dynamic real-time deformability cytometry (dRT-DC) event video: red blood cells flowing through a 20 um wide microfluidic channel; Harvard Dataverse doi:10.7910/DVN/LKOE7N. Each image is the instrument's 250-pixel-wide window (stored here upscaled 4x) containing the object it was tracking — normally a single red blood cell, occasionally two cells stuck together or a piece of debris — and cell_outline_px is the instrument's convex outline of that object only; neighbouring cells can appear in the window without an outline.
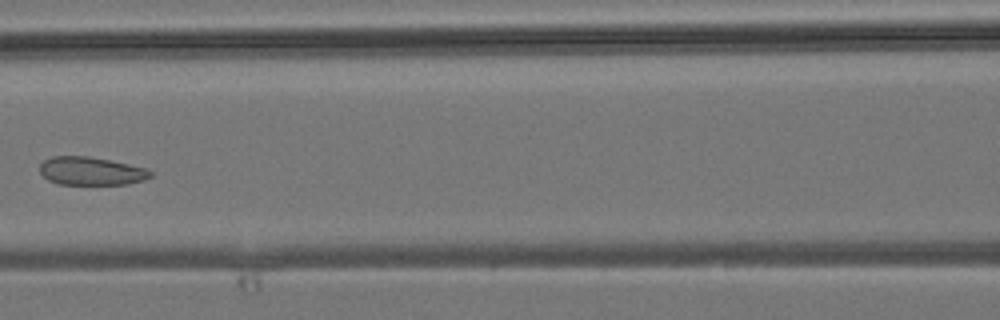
{"species": "common noctule bat (a hibernating species)", "species_latin": "Nyctalus noctula", "temperature_condition": "room temperature", "stored_images_in_passage": 5, "camera_frame_rate_fps": 3000, "um_per_image_px": 0.085, "animal": {"sex": "male", "body_mass_g": 19.2, "forearm_length_mm": 51.8}, "frame": {"image": 1, "passage_image": 5, "time_ms": 4.667, "image_size_px": [1000, 320], "cell_outline_px": [[152, 176], [144, 180], [128, 184], [56, 184], [48, 180], [40, 172], [40, 164], [44, 160], [52, 156], [88, 156], [128, 164], [144, 168], [152, 172]], "centroid_in_image_um": [7.72, 14.54], "position_along_channel_um": 158.9, "area_um2": 18.09}}